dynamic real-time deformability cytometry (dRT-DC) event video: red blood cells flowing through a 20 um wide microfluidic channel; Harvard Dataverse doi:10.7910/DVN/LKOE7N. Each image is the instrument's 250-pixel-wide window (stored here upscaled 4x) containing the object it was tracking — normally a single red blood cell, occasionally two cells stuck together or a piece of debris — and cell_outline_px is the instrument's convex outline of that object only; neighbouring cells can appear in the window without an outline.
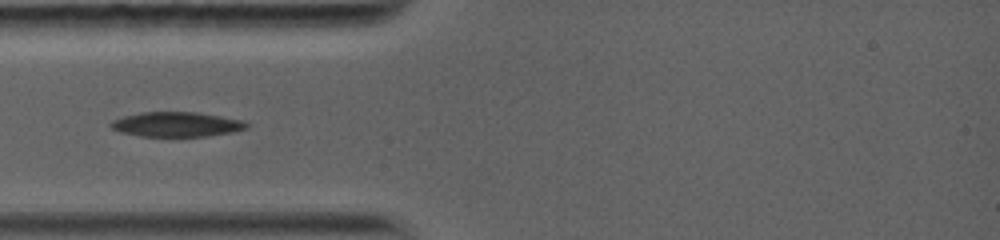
{"species": "common noctule bat (a hibernating species)", "species_latin": "Nyctalus noctula", "temperature_condition": "warm", "stored_images_in_passage": 52, "camera_frame_rate_fps": 5000, "um_per_image_px": 0.085, "animal": {"sex": "female", "body_mass_g": 19.0, "forearm_length_mm": 56.7}, "frame": {"image": 1, "passage_image": 1, "time_ms": 0.0, "image_size_px": [1000, 240], "cell_outline_px": [[248, 128], [232, 132], [208, 136], [140, 136], [120, 132], [112, 128], [108, 124], [112, 120], [124, 116], [144, 112], [196, 112], [240, 120], [248, 124]], "centroid_in_image_um": [14.97, 10.57], "position_along_channel_um": 70.0, "area_um2": 19.36}}
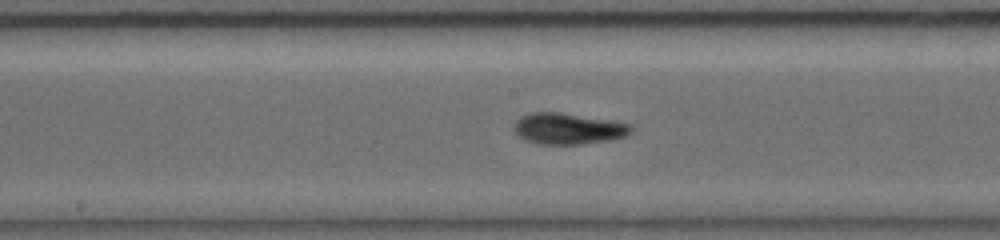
{"frame": {"image": 2, "passage_image": 30, "time_ms": 3.2, "image_size_px": [1000, 240], "cell_outline_px": [[632, 132], [624, 136], [612, 140], [584, 144], [536, 144], [524, 140], [516, 132], [516, 124], [524, 116], [536, 112], [556, 112], [628, 124], [632, 128]], "centroid_in_image_um": [48.31, 10.97], "position_along_channel_um": 199.9, "area_um2": 20.52}}
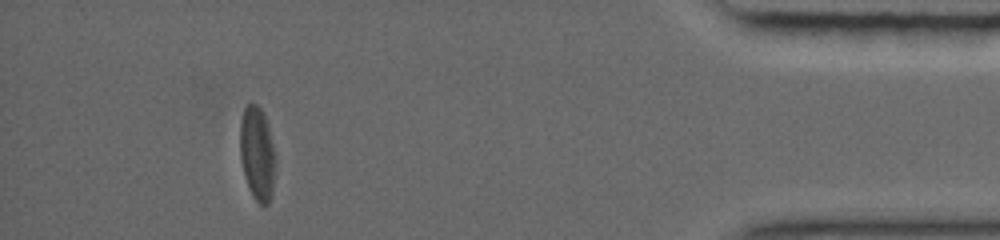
{"frame": {"image": 3, "passage_image": 47, "time_ms": 10.0, "image_size_px": [1000, 240], "cell_outline_px": [[272, 192], [268, 204], [260, 204], [256, 200], [248, 184], [244, 172], [240, 156], [240, 128], [244, 108], [248, 104], [256, 104], [264, 116], [272, 148]], "centroid_in_image_um": [21.8, 13.04], "position_along_channel_um": 413.4, "area_um2": 17.86}}